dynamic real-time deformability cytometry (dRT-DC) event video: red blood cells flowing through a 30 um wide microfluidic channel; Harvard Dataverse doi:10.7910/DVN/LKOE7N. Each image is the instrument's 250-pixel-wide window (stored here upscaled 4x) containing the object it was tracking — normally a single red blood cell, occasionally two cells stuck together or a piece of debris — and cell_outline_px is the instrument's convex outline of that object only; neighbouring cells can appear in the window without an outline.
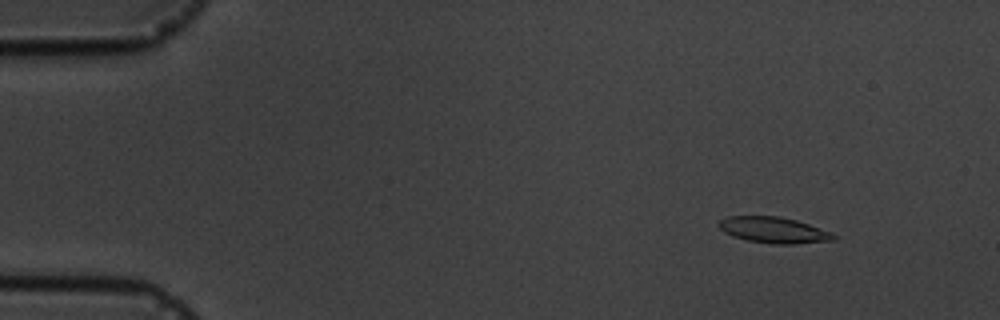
{"species": "common noctule bat (a hibernating species)", "species_latin": "Nyctalus noctula", "temperature_condition": "cold", "stored_images_in_passage": 5, "camera_frame_rate_fps": 3000, "um_per_image_px": 0.085, "animal": {"sex": "male", "body_mass_g": 19.5, "forearm_length_mm": 54.6}, "frame": {"image": 1, "passage_image": 1, "time_ms": 0.0, "image_size_px": [1000, 320], "cell_outline_px": [[836, 240], [796, 244], [772, 244], [748, 240], [732, 236], [724, 232], [716, 224], [720, 220], [728, 216], [780, 216], [796, 220], [832, 232], [836, 236]], "centroid_in_image_um": [65.77, 19.55], "position_along_channel_um": 19.2, "area_um2": 17.51}}
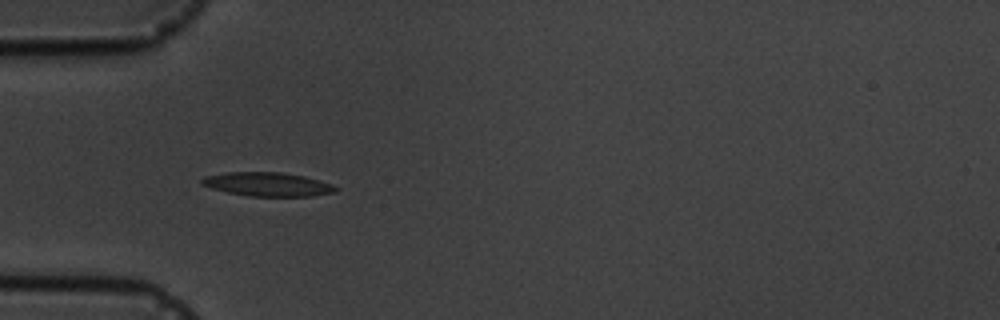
{"frame": {"image": 2, "passage_image": 4, "time_ms": 3.667, "image_size_px": [1000, 320], "cell_outline_px": [[340, 188], [336, 192], [312, 196], [248, 196], [228, 192], [212, 188], [200, 184], [200, 180], [204, 176], [228, 172], [280, 172], [304, 176], [332, 184]], "centroid_in_image_um": [22.76, 15.66], "position_along_channel_um": 62.2, "area_um2": 18.61}}
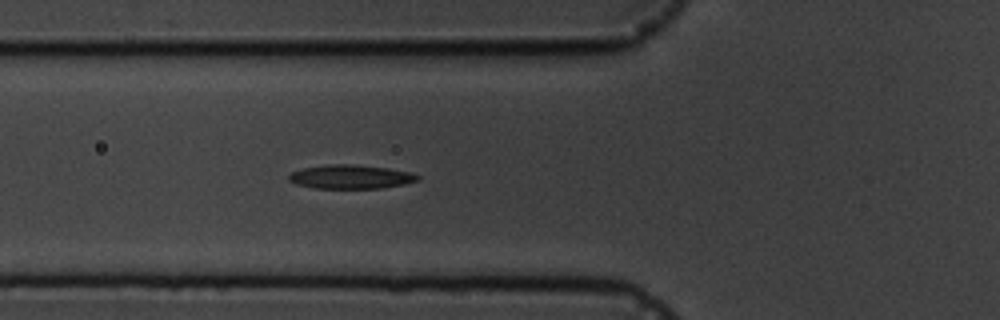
{"frame": {"image": 3, "passage_image": 5, "time_ms": 4.667, "image_size_px": [1000, 320], "cell_outline_px": [[420, 180], [404, 184], [380, 188], [312, 188], [296, 184], [288, 180], [288, 176], [292, 172], [300, 168], [324, 164], [352, 164], [388, 168], [412, 172], [420, 176]], "centroid_in_image_um": [29.79, 15.02], "position_along_channel_um": 96.0, "area_um2": 18.15}}